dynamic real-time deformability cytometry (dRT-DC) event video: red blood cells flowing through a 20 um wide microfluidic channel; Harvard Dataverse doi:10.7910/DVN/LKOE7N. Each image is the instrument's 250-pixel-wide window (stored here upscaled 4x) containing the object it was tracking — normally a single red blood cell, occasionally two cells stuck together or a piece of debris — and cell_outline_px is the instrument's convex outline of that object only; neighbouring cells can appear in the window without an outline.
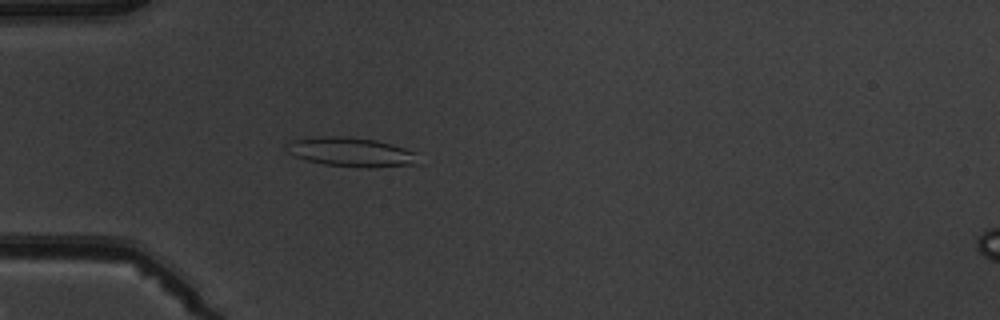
{"species": "common noctule bat (a hibernating species)", "species_latin": "Nyctalus noctula", "temperature_condition": "warm", "stored_images_in_passage": 4, "camera_frame_rate_fps": 3000, "um_per_image_px": 0.085, "animal": {"sex": "male", "body_mass_g": 19.5, "forearm_length_mm": 54.6}, "frame": {"image": 1, "passage_image": 4, "time_ms": 4.667, "image_size_px": [1000, 320], "cell_outline_px": [[420, 164], [372, 168], [368, 168], [324, 164], [304, 160], [288, 152], [284, 144], [288, 140], [316, 136], [348, 136], [376, 140], [392, 144], [404, 148], [412, 152]], "centroid_in_image_um": [29.77, 12.91], "position_along_channel_um": 55.2, "area_um2": 22.66}}